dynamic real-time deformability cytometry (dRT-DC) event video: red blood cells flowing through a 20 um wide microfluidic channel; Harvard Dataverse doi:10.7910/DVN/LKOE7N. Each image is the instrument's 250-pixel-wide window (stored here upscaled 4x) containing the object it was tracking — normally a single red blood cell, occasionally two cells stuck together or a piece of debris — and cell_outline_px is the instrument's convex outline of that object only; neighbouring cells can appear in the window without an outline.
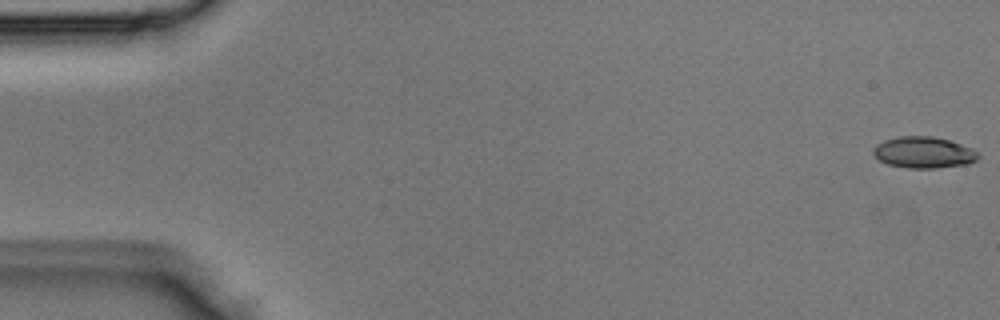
{"species": "Egyptian fruit bat (a non-hibernating species)", "species_latin": "Rousettus aegyptiacus", "temperature_condition": "room temperature", "stored_images_in_passage": 3, "camera_frame_rate_fps": 3000, "um_per_image_px": 0.085, "animal": {"sex": "male"}, "frame": {"image": 1, "passage_image": 1, "time_ms": 0.0, "image_size_px": [1000, 320], "cell_outline_px": [[980, 156], [976, 160], [968, 164], [936, 168], [908, 168], [888, 164], [880, 160], [872, 152], [872, 148], [876, 144], [884, 140], [900, 136], [932, 136], [948, 140], [972, 148]], "centroid_in_image_um": [78.5, 12.96], "position_along_channel_um": 6.5, "area_um2": 19.13}}